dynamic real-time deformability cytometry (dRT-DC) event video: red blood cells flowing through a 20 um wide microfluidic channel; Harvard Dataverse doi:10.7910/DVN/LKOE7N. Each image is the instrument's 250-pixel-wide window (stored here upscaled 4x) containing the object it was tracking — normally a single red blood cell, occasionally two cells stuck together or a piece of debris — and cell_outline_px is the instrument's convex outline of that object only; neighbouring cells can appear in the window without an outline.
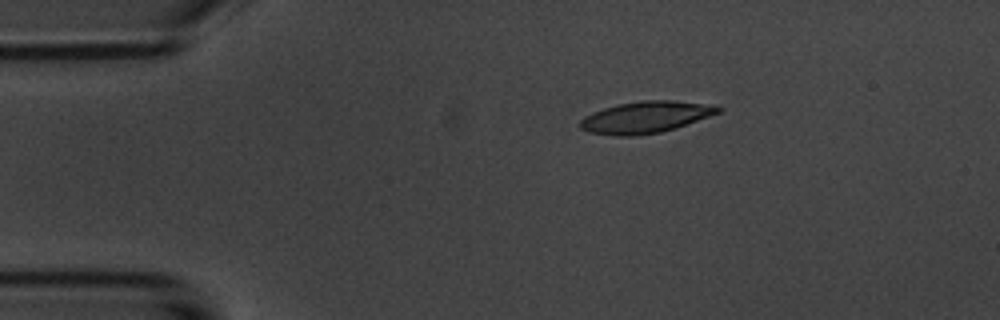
{"species": "common noctule bat (a hibernating species)", "species_latin": "Nyctalus noctula", "temperature_condition": "room temperature", "stored_images_in_passage": 5, "camera_frame_rate_fps": 3000, "um_per_image_px": 0.085, "animal": {"sex": "male", "body_mass_g": 20.1, "forearm_length_mm": 53.5}, "frame": {"image": 1, "passage_image": 1, "time_ms": 0.0, "image_size_px": [1000, 320], "cell_outline_px": [[724, 108], [720, 112], [660, 132], [632, 136], [616, 136], [588, 132], [580, 128], [580, 120], [584, 116], [592, 112], [604, 108], [620, 104], [644, 100], [672, 100], [716, 104]], "centroid_in_image_um": [54.87, 9.94], "position_along_channel_um": 30.1, "area_um2": 25.26}}
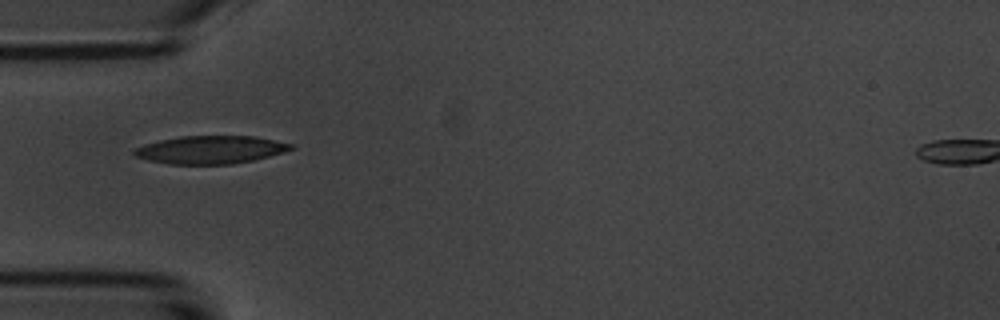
{"frame": {"image": 2, "passage_image": 3, "time_ms": 2.333, "image_size_px": [1000, 320], "cell_outline_px": [[296, 148], [284, 152], [252, 160], [232, 164], [168, 164], [148, 160], [136, 156], [132, 152], [136, 148], [144, 144], [160, 140], [180, 136], [256, 136], [292, 144]], "centroid_in_image_um": [17.9, 12.72], "position_along_channel_um": 67.1, "area_um2": 25.43}}
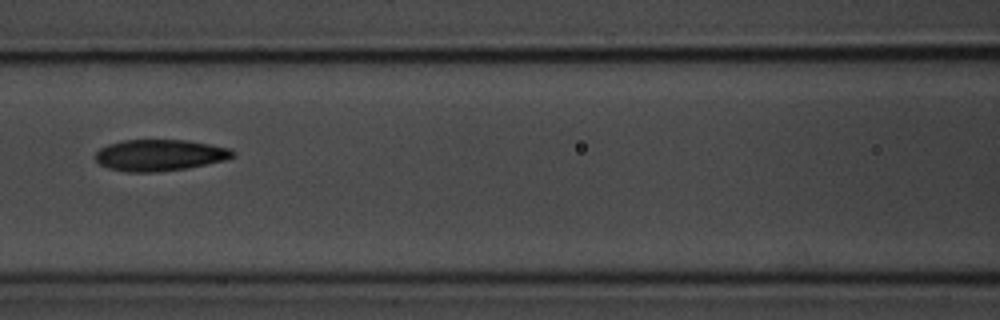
{"frame": {"image": 3, "passage_image": 5, "time_ms": 4.667, "image_size_px": [1000, 320], "cell_outline_px": [[236, 156], [224, 160], [188, 168], [156, 172], [128, 172], [108, 168], [100, 164], [96, 160], [96, 152], [100, 148], [108, 144], [124, 140], [188, 140], [228, 148], [236, 152]], "centroid_in_image_um": [13.58, 13.19], "position_along_channel_um": 153.0, "area_um2": 25.09}}